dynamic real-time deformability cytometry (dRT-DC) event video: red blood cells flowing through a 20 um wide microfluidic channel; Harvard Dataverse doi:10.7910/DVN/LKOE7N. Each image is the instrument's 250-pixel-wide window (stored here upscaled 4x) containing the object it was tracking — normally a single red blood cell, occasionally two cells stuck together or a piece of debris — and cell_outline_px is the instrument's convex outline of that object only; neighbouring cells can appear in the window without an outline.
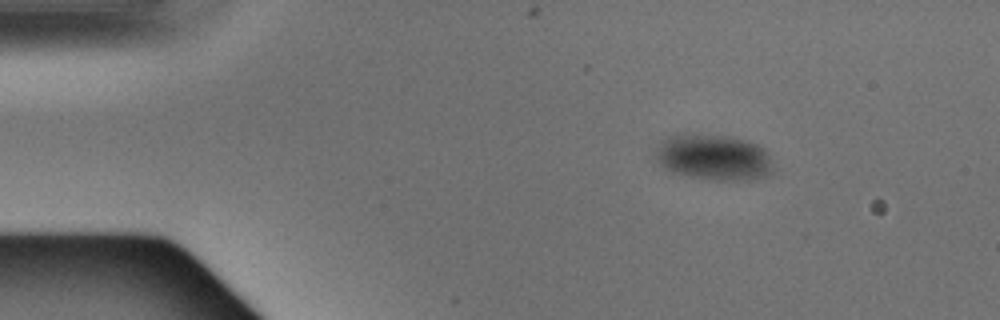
{"species": "Egyptian fruit bat (a non-hibernating species)", "species_latin": "Rousettus aegyptiacus", "temperature_condition": "warm", "stored_images_in_passage": 3, "camera_frame_rate_fps": 3000, "um_per_image_px": 0.085, "animal": {"sex": "male"}, "frame": {"image": 1, "passage_image": 1, "time_ms": 0.0, "image_size_px": [1000, 320], "cell_outline_px": [[776, 168], [768, 176], [752, 180], [708, 180], [688, 176], [672, 172], [664, 168], [656, 160], [656, 152], [660, 144], [668, 136], [732, 136], [748, 140], [760, 144], [768, 152]], "centroid_in_image_um": [60.78, 13.41], "position_along_channel_um": 24.2, "area_um2": 31.56}}
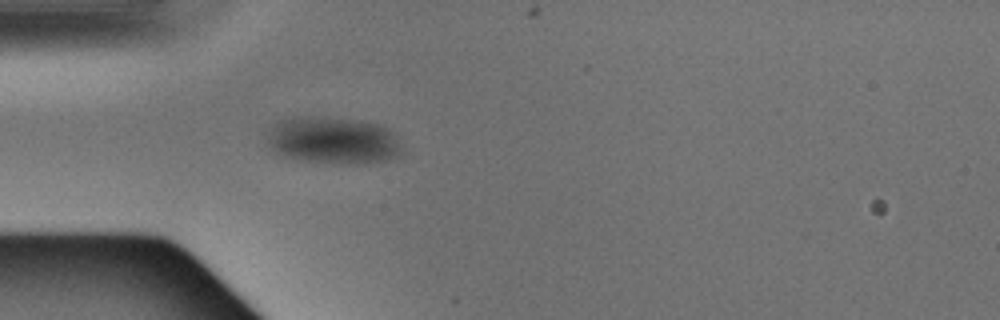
{"frame": {"image": 2, "passage_image": 3, "time_ms": 0.667, "image_size_px": [1000, 320], "cell_outline_px": [[400, 156], [384, 160], [364, 164], [352, 164], [304, 160], [284, 156], [276, 152], [268, 144], [268, 136], [272, 128], [280, 120], [296, 116], [320, 116], [360, 120], [380, 124], [396, 132], [400, 136]], "centroid_in_image_um": [28.39, 11.91], "position_along_channel_um": 56.6, "area_um2": 37.22}}